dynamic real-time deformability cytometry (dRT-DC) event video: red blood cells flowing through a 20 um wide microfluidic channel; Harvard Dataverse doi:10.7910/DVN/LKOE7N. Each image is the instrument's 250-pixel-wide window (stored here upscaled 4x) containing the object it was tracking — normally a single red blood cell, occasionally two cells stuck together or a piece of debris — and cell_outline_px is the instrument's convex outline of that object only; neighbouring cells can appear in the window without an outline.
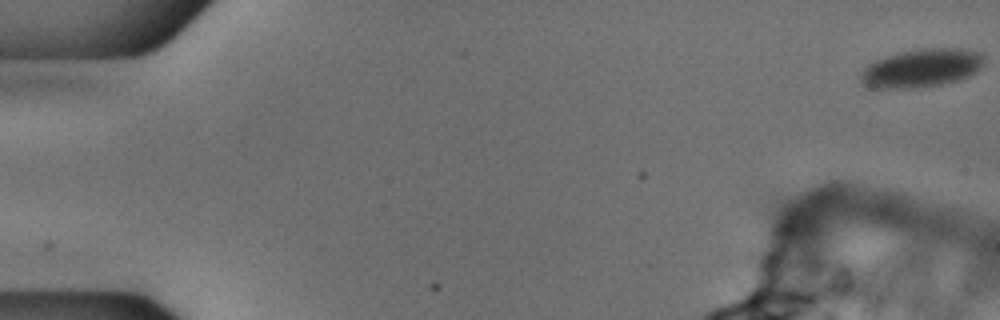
{"species": "common noctule bat (a hibernating species)", "species_latin": "Nyctalus noctula", "temperature_condition": "cold", "stored_images_in_passage": 56, "camera_frame_rate_fps": 3000, "um_per_image_px": 0.085, "animal": {"sex": "male", "body_mass_g": 18.8}, "frame": {"image": 1, "passage_image": 1, "time_ms": 0.0, "image_size_px": [1000, 320], "cell_outline_px": [[980, 64], [972, 72], [956, 80], [936, 84], [884, 88], [876, 88], [864, 84], [864, 72], [876, 60], [888, 56], [904, 52], [940, 48], [976, 52], [980, 56]], "centroid_in_image_um": [78.29, 5.78], "position_along_channel_um": 6.7, "area_um2": 24.85}}
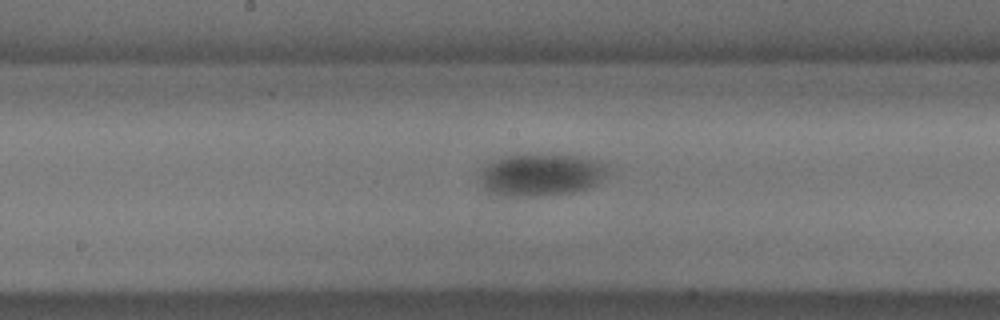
{"frame": {"image": 2, "passage_image": 30, "time_ms": 9.667, "image_size_px": [1000, 320], "cell_outline_px": [[604, 172], [600, 180], [588, 188], [572, 192], [528, 196], [512, 196], [492, 192], [484, 188], [484, 168], [488, 164], [496, 160], [508, 156], [576, 156], [592, 160], [600, 164], [604, 168]], "centroid_in_image_um": [45.98, 14.88], "position_along_channel_um": 202.2, "area_um2": 29.42}}
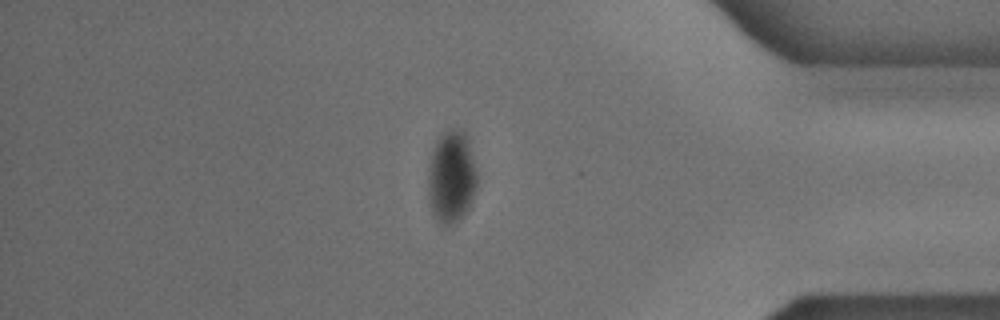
{"frame": {"image": 3, "passage_image": 48, "time_ms": 15.667, "image_size_px": [1000, 320], "cell_outline_px": [[476, 188], [468, 204], [460, 216], [456, 220], [448, 224], [440, 224], [432, 212], [428, 200], [428, 168], [432, 152], [436, 140], [444, 132], [452, 128], [464, 128], [468, 140], [476, 172]], "centroid_in_image_um": [38.33, 14.96], "position_along_channel_um": 396.9, "area_um2": 25.89}}